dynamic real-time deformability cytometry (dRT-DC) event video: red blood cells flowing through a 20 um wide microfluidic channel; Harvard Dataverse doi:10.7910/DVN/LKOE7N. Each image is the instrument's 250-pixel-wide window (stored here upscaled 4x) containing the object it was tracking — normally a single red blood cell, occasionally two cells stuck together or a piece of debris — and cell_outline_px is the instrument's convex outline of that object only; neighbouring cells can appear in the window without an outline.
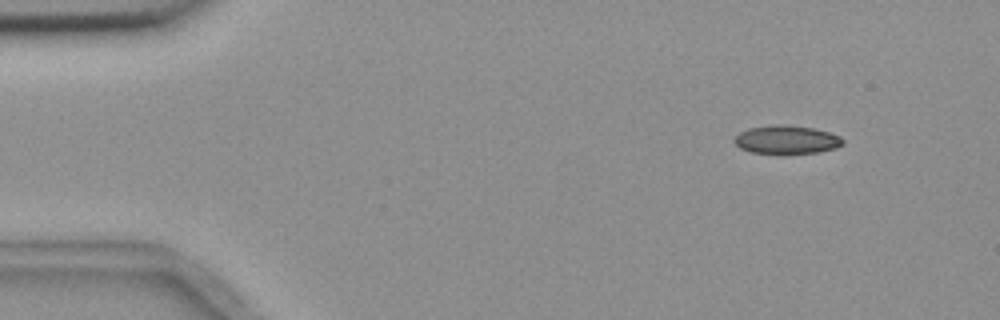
{"species": "common noctule bat (a hibernating species)", "species_latin": "Nyctalus noctula", "temperature_condition": "room temperature", "stored_images_in_passage": 5, "camera_frame_rate_fps": 3000, "um_per_image_px": 0.085, "animal": {"sex": "female", "body_mass_g": 18.4}, "frame": {"image": 1, "passage_image": 2, "time_ms": 1.0, "image_size_px": [1000, 320], "cell_outline_px": [[844, 144], [836, 148], [816, 152], [784, 156], [752, 152], [740, 148], [732, 140], [740, 132], [748, 128], [776, 124], [784, 124], [812, 128], [828, 132], [840, 136], [844, 140]], "centroid_in_image_um": [66.85, 11.9], "position_along_channel_um": 18.2, "area_um2": 18.5}}
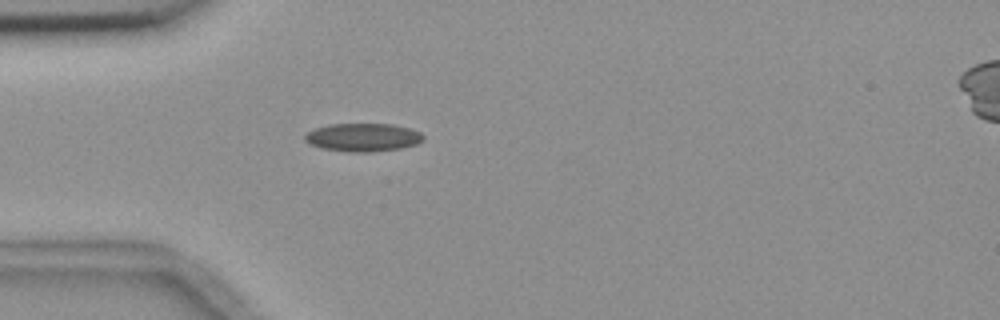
{"frame": {"image": 2, "passage_image": 5, "time_ms": 4.333, "image_size_px": [1000, 320], "cell_outline_px": [[424, 140], [416, 144], [400, 148], [368, 152], [348, 152], [324, 148], [312, 144], [304, 140], [304, 136], [308, 132], [316, 128], [328, 124], [392, 124], [408, 128], [420, 132], [424, 136]], "centroid_in_image_um": [30.87, 11.67], "position_along_channel_um": 54.1, "area_um2": 19.25}}